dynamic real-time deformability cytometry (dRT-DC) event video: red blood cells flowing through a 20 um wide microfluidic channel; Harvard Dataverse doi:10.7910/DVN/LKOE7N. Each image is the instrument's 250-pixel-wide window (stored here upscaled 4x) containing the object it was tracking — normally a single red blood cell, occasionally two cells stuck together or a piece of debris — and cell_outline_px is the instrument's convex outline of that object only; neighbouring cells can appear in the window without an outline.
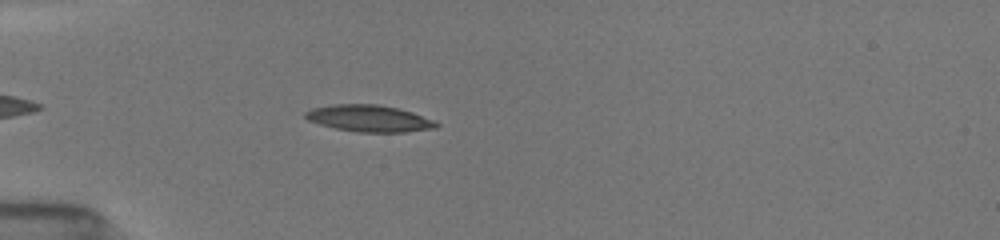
{"species": "common noctule bat (a hibernating species)", "species_latin": "Nyctalus noctula", "temperature_condition": "room temperature", "stored_images_in_passage": 24, "camera_frame_rate_fps": 3000, "um_per_image_px": 0.085, "animal": {"sex": "female", "body_mass_g": 19.5, "forearm_length_mm": 54.1}, "frame": {"image": 1, "passage_image": 10, "time_ms": 1.667, "image_size_px": [1000, 240], "cell_outline_px": [[440, 124], [436, 128], [404, 132], [360, 132], [336, 128], [320, 124], [308, 120], [304, 116], [304, 112], [312, 108], [332, 104], [376, 104], [396, 108], [412, 112], [432, 120]], "centroid_in_image_um": [31.35, 10.06], "position_along_channel_um": 53.6, "area_um2": 20.17}}
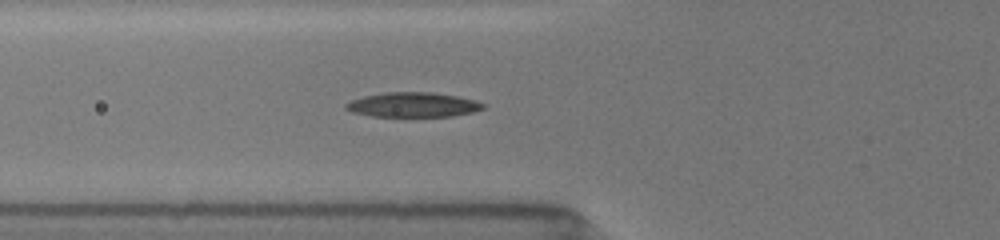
{"frame": {"image": 2, "passage_image": 17, "time_ms": 3.0, "image_size_px": [1000, 240], "cell_outline_px": [[484, 108], [472, 112], [452, 116], [372, 116], [352, 112], [344, 108], [344, 104], [352, 100], [364, 96], [388, 92], [432, 92], [456, 96], [476, 100], [484, 104]], "centroid_in_image_um": [35.09, 8.9], "position_along_channel_um": 90.7, "area_um2": 19.59}}
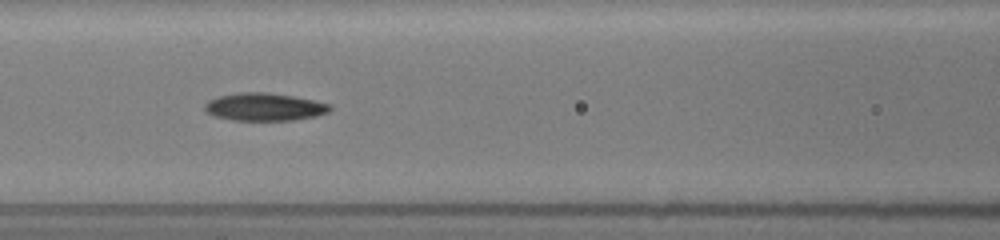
{"frame": {"image": 3, "passage_image": 20, "time_ms": 4.333, "image_size_px": [1000, 240], "cell_outline_px": [[332, 108], [328, 112], [316, 116], [292, 120], [232, 120], [212, 116], [204, 108], [204, 104], [208, 100], [220, 96], [240, 92], [268, 92], [292, 96], [332, 104]], "centroid_in_image_um": [22.47, 9.09], "position_along_channel_um": 144.1, "area_um2": 20.23}}